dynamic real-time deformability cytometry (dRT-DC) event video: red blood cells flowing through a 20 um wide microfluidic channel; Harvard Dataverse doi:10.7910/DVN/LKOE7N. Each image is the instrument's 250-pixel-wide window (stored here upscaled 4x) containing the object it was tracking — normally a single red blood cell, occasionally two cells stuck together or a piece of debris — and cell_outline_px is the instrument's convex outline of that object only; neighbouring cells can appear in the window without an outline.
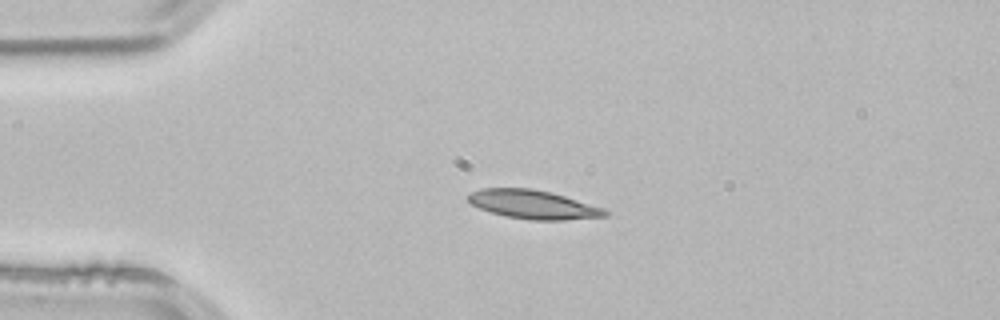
{"species": "common noctule bat (a hibernating species)", "species_latin": "Nyctalus noctula", "temperature_condition": "room temperature", "stored_images_in_passage": 2, "camera_frame_rate_fps": 3000, "um_per_image_px": 0.085, "animal": {"sex": "male", "body_mass_g": 21.5, "forearm_length_mm": 52.0}, "frame": {"image": 1, "passage_image": 1, "time_ms": 0.0, "image_size_px": [1000, 320], "cell_outline_px": [[608, 216], [564, 220], [532, 220], [508, 216], [492, 212], [480, 208], [472, 204], [468, 200], [468, 192], [480, 188], [532, 188], [552, 192], [600, 208], [608, 212]], "centroid_in_image_um": [45.26, 17.37], "position_along_channel_um": 39.7, "area_um2": 22.6}}